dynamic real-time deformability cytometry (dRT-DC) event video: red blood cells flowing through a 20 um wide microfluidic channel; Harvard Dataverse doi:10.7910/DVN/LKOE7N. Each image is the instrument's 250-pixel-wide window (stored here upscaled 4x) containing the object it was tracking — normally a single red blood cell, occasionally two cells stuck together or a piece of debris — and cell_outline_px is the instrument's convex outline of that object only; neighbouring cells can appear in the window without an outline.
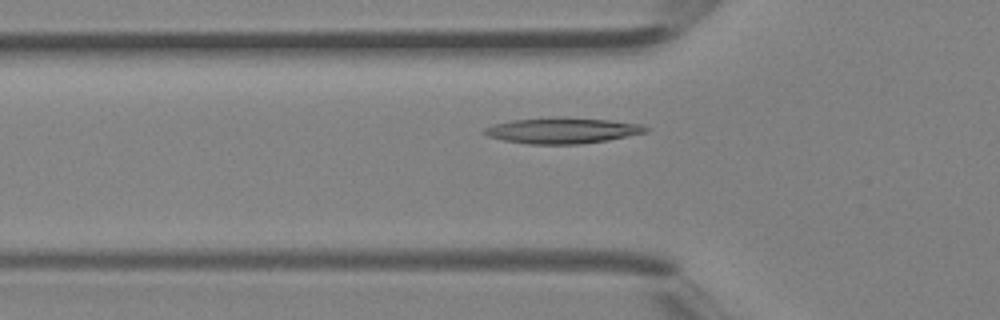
{"species": "Egyptian fruit bat (a non-hibernating species)", "species_latin": "Rousettus aegyptiacus", "temperature_condition": "room temperature", "stored_images_in_passage": 36, "camera_frame_rate_fps": 3000, "um_per_image_px": 0.085, "animal": {"sex": "female"}, "frame": {"image": 1, "passage_image": 10, "time_ms": 3.0, "image_size_px": [1000, 320], "cell_outline_px": [[648, 132], [608, 140], [580, 144], [532, 144], [504, 140], [488, 136], [480, 132], [484, 128], [492, 124], [512, 120], [608, 120], [640, 124], [648, 128]], "centroid_in_image_um": [47.78, 11.14], "position_along_channel_um": 78.0, "area_um2": 23.0}}
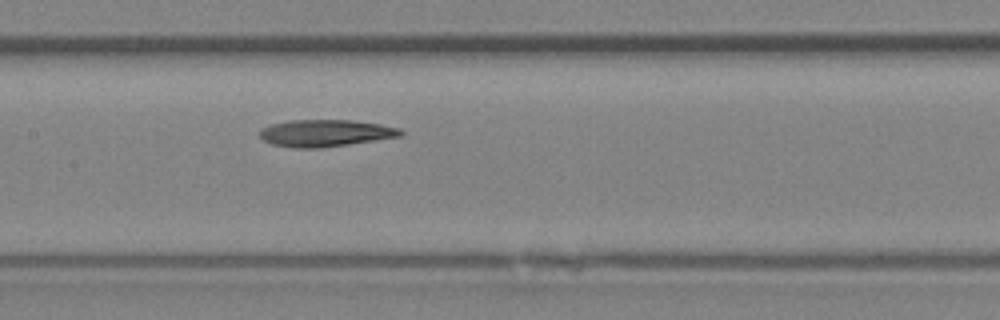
{"frame": {"image": 2, "passage_image": 16, "time_ms": 5.0, "image_size_px": [1000, 320], "cell_outline_px": [[404, 132], [400, 136], [348, 144], [320, 148], [296, 148], [272, 144], [264, 140], [260, 136], [260, 132], [264, 128], [272, 124], [288, 120], [352, 120], [380, 124], [400, 128]], "centroid_in_image_um": [27.67, 11.31], "position_along_channel_um": 179.7, "area_um2": 21.91}}
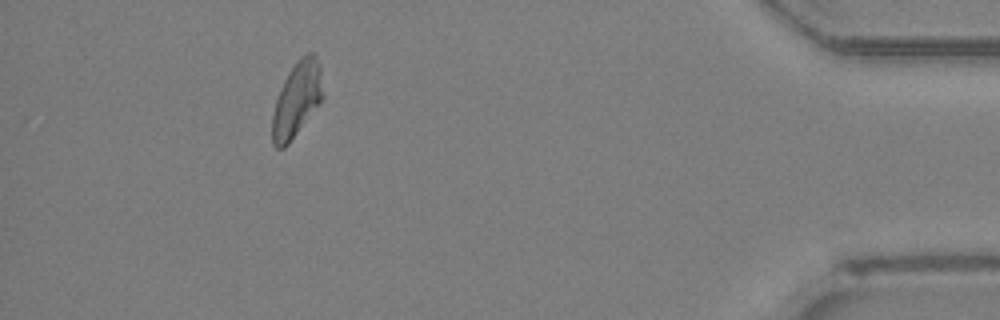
{"frame": {"image": 3, "passage_image": 33, "time_ms": 10.667, "image_size_px": [1000, 320], "cell_outline_px": [[324, 96], [320, 104], [288, 144], [284, 148], [276, 148], [272, 144], [272, 116], [276, 100], [280, 88], [288, 72], [296, 60], [304, 52], [312, 52], [316, 56], [320, 64]], "centroid_in_image_um": [25.24, 8.42], "position_along_channel_um": 410.0, "area_um2": 22.43}}